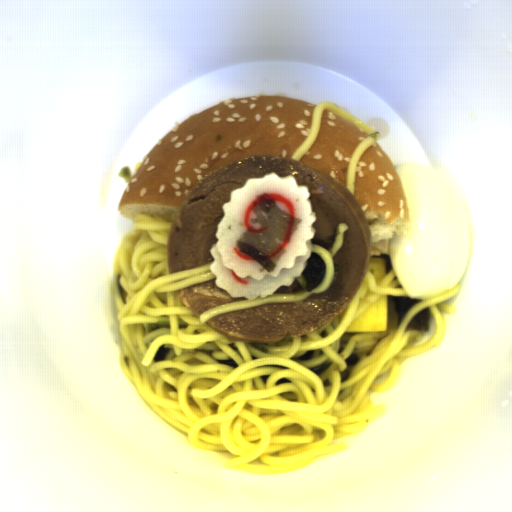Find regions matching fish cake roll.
<instances>
[{"label":"fish cake roll","mask_w":512,"mask_h":512,"mask_svg":"<svg viewBox=\"0 0 512 512\" xmlns=\"http://www.w3.org/2000/svg\"><path fill=\"white\" fill-rule=\"evenodd\" d=\"M267 193L279 207L302 223L291 244L281 242L287 251L271 273L245 253H240L236 241L250 226L254 217L251 207L257 194ZM305 185H299L294 175L279 176L267 172L262 178H247L245 183L230 191L228 201L222 205L224 216L218 222L216 240L209 248L213 261L210 270L214 284L230 298L264 299L281 287H290L295 278L302 276L307 267L316 235L317 222Z\"/></svg>","instance_id":"1"}]
</instances>
